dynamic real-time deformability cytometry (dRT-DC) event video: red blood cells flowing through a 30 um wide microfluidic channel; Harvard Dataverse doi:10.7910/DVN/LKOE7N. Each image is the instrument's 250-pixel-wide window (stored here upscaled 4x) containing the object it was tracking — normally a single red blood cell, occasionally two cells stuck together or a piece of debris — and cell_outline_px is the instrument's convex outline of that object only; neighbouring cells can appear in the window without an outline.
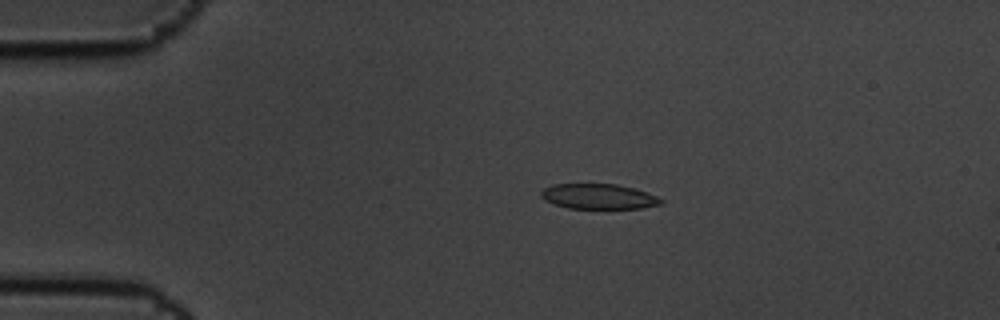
{"species": "common noctule bat (a hibernating species)", "species_latin": "Nyctalus noctula", "temperature_condition": "cold", "stored_images_in_passage": 5, "camera_frame_rate_fps": 3000, "um_per_image_px": 0.085, "animal": {"sex": "male", "body_mass_g": 19.5, "forearm_length_mm": 54.6}, "frame": {"image": 1, "passage_image": 3, "time_ms": 0.667, "image_size_px": [1000, 320], "cell_outline_px": [[664, 204], [644, 208], [568, 208], [544, 200], [540, 196], [540, 192], [544, 188], [552, 184], [616, 184], [636, 188], [656, 196], [664, 200]], "centroid_in_image_um": [50.91, 16.69], "position_along_channel_um": 34.1, "area_um2": 17.69}}
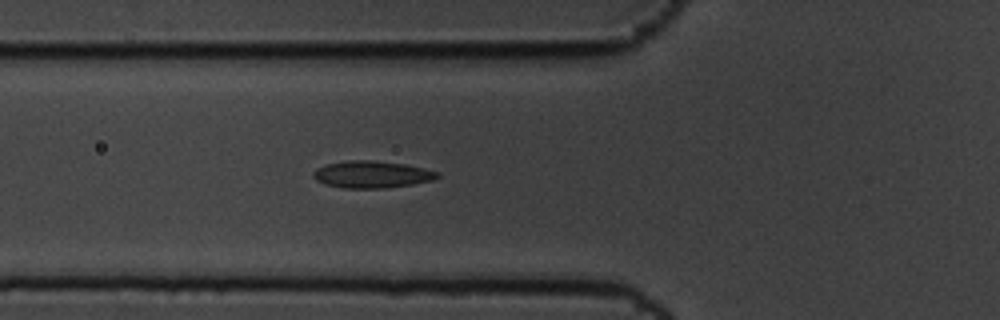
{"frame": {"image": 2, "passage_image": 5, "time_ms": 1.333, "image_size_px": [1000, 320], "cell_outline_px": [[440, 176], [432, 180], [412, 184], [384, 188], [344, 188], [324, 184], [316, 180], [312, 176], [312, 172], [316, 168], [324, 164], [348, 160], [368, 160], [404, 164], [424, 168], [440, 172]], "centroid_in_image_um": [31.57, 14.82], "position_along_channel_um": 94.2, "area_um2": 19.59}}